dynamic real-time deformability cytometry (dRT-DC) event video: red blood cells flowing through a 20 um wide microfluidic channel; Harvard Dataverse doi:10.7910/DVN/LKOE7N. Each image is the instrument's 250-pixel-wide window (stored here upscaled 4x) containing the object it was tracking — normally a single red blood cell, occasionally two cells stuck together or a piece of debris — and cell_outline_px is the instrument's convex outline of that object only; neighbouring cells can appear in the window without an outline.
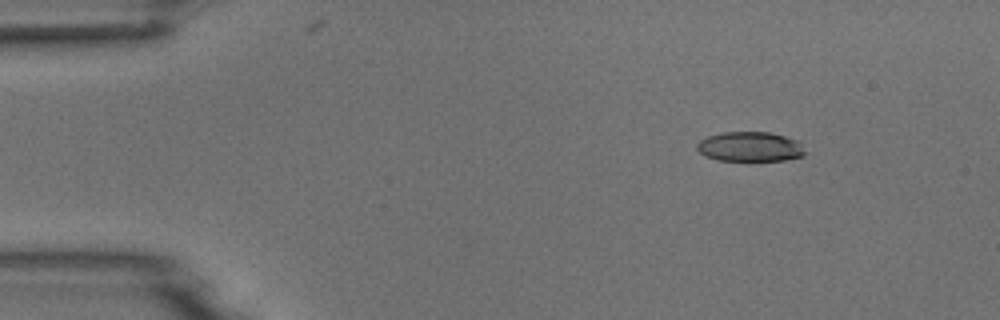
{"species": "common noctule bat (a hibernating species)", "species_latin": "Nyctalus noctula", "temperature_condition": "room temperature", "stored_images_in_passage": 8, "camera_frame_rate_fps": 3000, "um_per_image_px": 0.085, "animal": {"sex": "male", "body_mass_g": 18.8}, "frame": {"image": 1, "passage_image": 1, "time_ms": 0.0, "image_size_px": [1000, 320], "cell_outline_px": [[808, 152], [804, 156], [784, 160], [716, 160], [704, 156], [696, 148], [696, 144], [700, 140], [708, 136], [724, 132], [768, 132], [784, 136], [796, 140]], "centroid_in_image_um": [63.75, 12.47], "position_along_channel_um": 21.2, "area_um2": 18.73}}
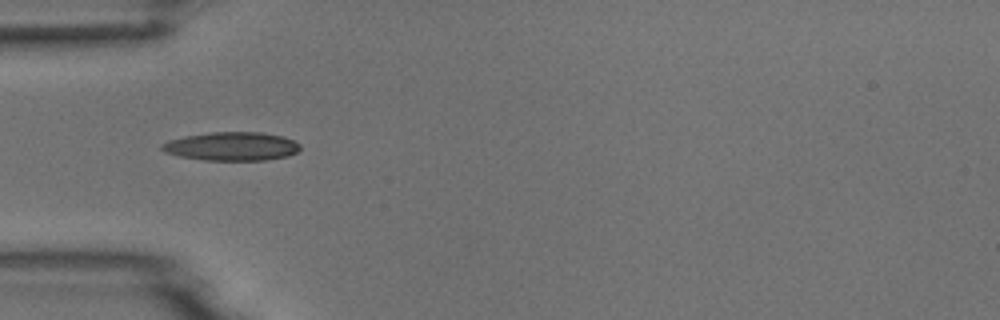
{"frame": {"image": 2, "passage_image": 4, "time_ms": 3.333, "image_size_px": [1000, 320], "cell_outline_px": [[300, 148], [296, 152], [288, 156], [264, 160], [204, 160], [180, 156], [164, 152], [160, 148], [160, 144], [168, 140], [184, 136], [208, 132], [260, 132], [284, 136], [300, 144]], "centroid_in_image_um": [19.67, 12.43], "position_along_channel_um": 65.3, "area_um2": 23.12}}